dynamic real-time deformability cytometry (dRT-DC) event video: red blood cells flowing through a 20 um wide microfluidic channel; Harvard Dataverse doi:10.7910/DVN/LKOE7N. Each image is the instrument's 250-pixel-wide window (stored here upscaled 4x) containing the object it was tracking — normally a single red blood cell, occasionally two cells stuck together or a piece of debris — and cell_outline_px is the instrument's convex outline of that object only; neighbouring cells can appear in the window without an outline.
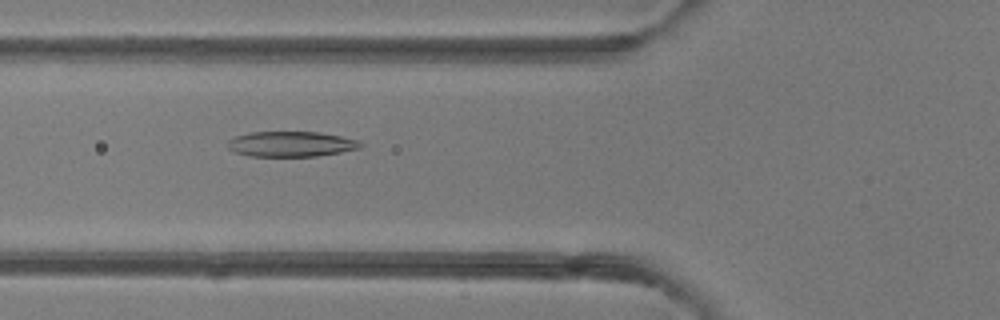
{"species": "common noctule bat (a hibernating species)", "species_latin": "Nyctalus noctula", "temperature_condition": "room temperature", "stored_images_in_passage": 50, "camera_frame_rate_fps": 3000, "um_per_image_px": 0.085, "animal": {"sex": "female"}, "frame": {"image": 1, "passage_image": 19, "time_ms": 6.0, "image_size_px": [1000, 320], "cell_outline_px": [[364, 144], [360, 148], [340, 152], [316, 156], [248, 156], [236, 152], [228, 148], [228, 140], [232, 136], [252, 132], [320, 132], [360, 140]], "centroid_in_image_um": [24.74, 12.24], "position_along_channel_um": 101.1, "area_um2": 19.65}}
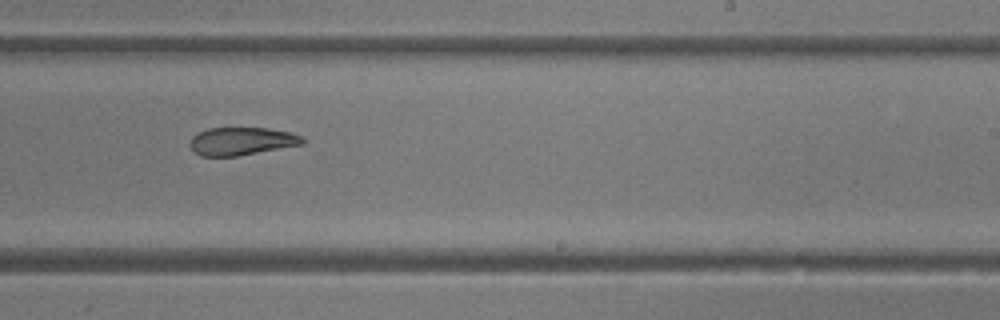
{"frame": {"image": 2, "passage_image": 31, "time_ms": 10.0, "image_size_px": [1000, 320], "cell_outline_px": [[304, 144], [236, 156], [200, 156], [188, 144], [192, 136], [208, 128], [268, 128], [292, 132], [300, 136], [304, 140]], "centroid_in_image_um": [20.53, 12.0], "position_along_channel_um": 268.5, "area_um2": 18.21}}
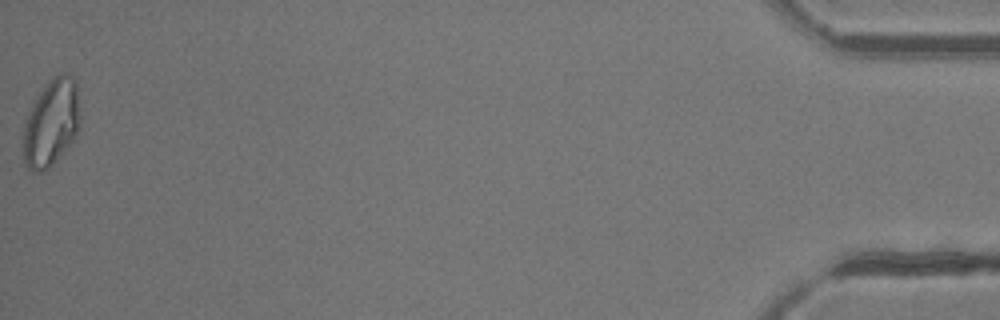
{"frame": {"image": 3, "passage_image": 50, "time_ms": 16.333, "image_size_px": [1000, 320], "cell_outline_px": [[80, 128], [76, 136], [56, 160], [44, 172], [32, 172], [24, 164], [24, 124], [32, 100], [60, 72], [72, 76], [76, 80], [80, 116]], "centroid_in_image_um": [4.37, 10.45], "position_along_channel_um": 430.8, "area_um2": 28.84}, "authors_computed_cell_mechanics": {"area_um2": 21.8484, "velocity_mm_per_s": 4.1837, "shape_relaxation_time_tau1_ms": 10.4622, "shape_relaxation_time_tau2_ms": 3.3244, "deformation_change_tau1": 0.2659, "deformation_change_tau2": 0.1091}}